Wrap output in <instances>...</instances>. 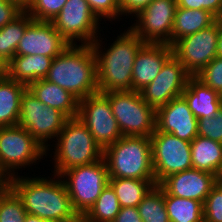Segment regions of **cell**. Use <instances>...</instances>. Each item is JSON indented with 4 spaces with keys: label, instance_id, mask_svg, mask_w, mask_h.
<instances>
[{
    "label": "cell",
    "instance_id": "13",
    "mask_svg": "<svg viewBox=\"0 0 222 222\" xmlns=\"http://www.w3.org/2000/svg\"><path fill=\"white\" fill-rule=\"evenodd\" d=\"M77 117L103 149L123 136L109 99L103 93L98 92L79 100Z\"/></svg>",
    "mask_w": 222,
    "mask_h": 222
},
{
    "label": "cell",
    "instance_id": "28",
    "mask_svg": "<svg viewBox=\"0 0 222 222\" xmlns=\"http://www.w3.org/2000/svg\"><path fill=\"white\" fill-rule=\"evenodd\" d=\"M165 207L170 222H201L204 220L203 203L200 201L172 196L165 191Z\"/></svg>",
    "mask_w": 222,
    "mask_h": 222
},
{
    "label": "cell",
    "instance_id": "36",
    "mask_svg": "<svg viewBox=\"0 0 222 222\" xmlns=\"http://www.w3.org/2000/svg\"><path fill=\"white\" fill-rule=\"evenodd\" d=\"M98 19L107 18L116 20L121 15V8L118 0H86Z\"/></svg>",
    "mask_w": 222,
    "mask_h": 222
},
{
    "label": "cell",
    "instance_id": "34",
    "mask_svg": "<svg viewBox=\"0 0 222 222\" xmlns=\"http://www.w3.org/2000/svg\"><path fill=\"white\" fill-rule=\"evenodd\" d=\"M195 77L222 96V57H215Z\"/></svg>",
    "mask_w": 222,
    "mask_h": 222
},
{
    "label": "cell",
    "instance_id": "11",
    "mask_svg": "<svg viewBox=\"0 0 222 222\" xmlns=\"http://www.w3.org/2000/svg\"><path fill=\"white\" fill-rule=\"evenodd\" d=\"M99 21L86 0H67L51 22L70 45L76 44V40L91 45L98 39Z\"/></svg>",
    "mask_w": 222,
    "mask_h": 222
},
{
    "label": "cell",
    "instance_id": "17",
    "mask_svg": "<svg viewBox=\"0 0 222 222\" xmlns=\"http://www.w3.org/2000/svg\"><path fill=\"white\" fill-rule=\"evenodd\" d=\"M156 129L191 142L198 136V119L181 95L156 110Z\"/></svg>",
    "mask_w": 222,
    "mask_h": 222
},
{
    "label": "cell",
    "instance_id": "42",
    "mask_svg": "<svg viewBox=\"0 0 222 222\" xmlns=\"http://www.w3.org/2000/svg\"><path fill=\"white\" fill-rule=\"evenodd\" d=\"M17 4L22 10L26 11L27 8L31 5L32 0H8Z\"/></svg>",
    "mask_w": 222,
    "mask_h": 222
},
{
    "label": "cell",
    "instance_id": "3",
    "mask_svg": "<svg viewBox=\"0 0 222 222\" xmlns=\"http://www.w3.org/2000/svg\"><path fill=\"white\" fill-rule=\"evenodd\" d=\"M44 79L69 91L78 100L98 93L96 58L92 46H68L53 59Z\"/></svg>",
    "mask_w": 222,
    "mask_h": 222
},
{
    "label": "cell",
    "instance_id": "27",
    "mask_svg": "<svg viewBox=\"0 0 222 222\" xmlns=\"http://www.w3.org/2000/svg\"><path fill=\"white\" fill-rule=\"evenodd\" d=\"M34 19L23 11L18 17L0 29V58L7 64L15 55L16 48L27 26Z\"/></svg>",
    "mask_w": 222,
    "mask_h": 222
},
{
    "label": "cell",
    "instance_id": "2",
    "mask_svg": "<svg viewBox=\"0 0 222 222\" xmlns=\"http://www.w3.org/2000/svg\"><path fill=\"white\" fill-rule=\"evenodd\" d=\"M99 42L97 39L91 44L96 58L98 92L131 91L135 56L145 43L129 28L104 52L100 51Z\"/></svg>",
    "mask_w": 222,
    "mask_h": 222
},
{
    "label": "cell",
    "instance_id": "35",
    "mask_svg": "<svg viewBox=\"0 0 222 222\" xmlns=\"http://www.w3.org/2000/svg\"><path fill=\"white\" fill-rule=\"evenodd\" d=\"M198 136L222 143V107L214 117L198 119Z\"/></svg>",
    "mask_w": 222,
    "mask_h": 222
},
{
    "label": "cell",
    "instance_id": "16",
    "mask_svg": "<svg viewBox=\"0 0 222 222\" xmlns=\"http://www.w3.org/2000/svg\"><path fill=\"white\" fill-rule=\"evenodd\" d=\"M70 44L58 33L51 21L33 20L16 48V55H43L55 58Z\"/></svg>",
    "mask_w": 222,
    "mask_h": 222
},
{
    "label": "cell",
    "instance_id": "14",
    "mask_svg": "<svg viewBox=\"0 0 222 222\" xmlns=\"http://www.w3.org/2000/svg\"><path fill=\"white\" fill-rule=\"evenodd\" d=\"M177 9L176 0H153L137 15L130 29L144 42L169 44Z\"/></svg>",
    "mask_w": 222,
    "mask_h": 222
},
{
    "label": "cell",
    "instance_id": "24",
    "mask_svg": "<svg viewBox=\"0 0 222 222\" xmlns=\"http://www.w3.org/2000/svg\"><path fill=\"white\" fill-rule=\"evenodd\" d=\"M217 20L218 18L208 10L177 7L171 33V46L182 37L201 31Z\"/></svg>",
    "mask_w": 222,
    "mask_h": 222
},
{
    "label": "cell",
    "instance_id": "25",
    "mask_svg": "<svg viewBox=\"0 0 222 222\" xmlns=\"http://www.w3.org/2000/svg\"><path fill=\"white\" fill-rule=\"evenodd\" d=\"M191 159L193 168L217 176L222 166V143L196 136L191 141Z\"/></svg>",
    "mask_w": 222,
    "mask_h": 222
},
{
    "label": "cell",
    "instance_id": "38",
    "mask_svg": "<svg viewBox=\"0 0 222 222\" xmlns=\"http://www.w3.org/2000/svg\"><path fill=\"white\" fill-rule=\"evenodd\" d=\"M24 10L8 0H0V29L18 17Z\"/></svg>",
    "mask_w": 222,
    "mask_h": 222
},
{
    "label": "cell",
    "instance_id": "12",
    "mask_svg": "<svg viewBox=\"0 0 222 222\" xmlns=\"http://www.w3.org/2000/svg\"><path fill=\"white\" fill-rule=\"evenodd\" d=\"M219 19L211 26L177 40L173 55L191 75L196 76L209 62L217 57Z\"/></svg>",
    "mask_w": 222,
    "mask_h": 222
},
{
    "label": "cell",
    "instance_id": "33",
    "mask_svg": "<svg viewBox=\"0 0 222 222\" xmlns=\"http://www.w3.org/2000/svg\"><path fill=\"white\" fill-rule=\"evenodd\" d=\"M206 222H222V181H215L203 203Z\"/></svg>",
    "mask_w": 222,
    "mask_h": 222
},
{
    "label": "cell",
    "instance_id": "8",
    "mask_svg": "<svg viewBox=\"0 0 222 222\" xmlns=\"http://www.w3.org/2000/svg\"><path fill=\"white\" fill-rule=\"evenodd\" d=\"M46 152L48 151L20 125L0 127V172L7 179L16 175L14 169L17 171L33 165L46 156Z\"/></svg>",
    "mask_w": 222,
    "mask_h": 222
},
{
    "label": "cell",
    "instance_id": "22",
    "mask_svg": "<svg viewBox=\"0 0 222 222\" xmlns=\"http://www.w3.org/2000/svg\"><path fill=\"white\" fill-rule=\"evenodd\" d=\"M53 58L43 55H15L7 63V76L17 82L29 85L44 79L51 67Z\"/></svg>",
    "mask_w": 222,
    "mask_h": 222
},
{
    "label": "cell",
    "instance_id": "19",
    "mask_svg": "<svg viewBox=\"0 0 222 222\" xmlns=\"http://www.w3.org/2000/svg\"><path fill=\"white\" fill-rule=\"evenodd\" d=\"M173 55L169 44L145 43L137 52L132 71V90L140 92L149 85Z\"/></svg>",
    "mask_w": 222,
    "mask_h": 222
},
{
    "label": "cell",
    "instance_id": "6",
    "mask_svg": "<svg viewBox=\"0 0 222 222\" xmlns=\"http://www.w3.org/2000/svg\"><path fill=\"white\" fill-rule=\"evenodd\" d=\"M123 136L151 137L156 130V110L149 106L136 91L103 93Z\"/></svg>",
    "mask_w": 222,
    "mask_h": 222
},
{
    "label": "cell",
    "instance_id": "46",
    "mask_svg": "<svg viewBox=\"0 0 222 222\" xmlns=\"http://www.w3.org/2000/svg\"><path fill=\"white\" fill-rule=\"evenodd\" d=\"M215 181H222V166L220 170L218 171Z\"/></svg>",
    "mask_w": 222,
    "mask_h": 222
},
{
    "label": "cell",
    "instance_id": "32",
    "mask_svg": "<svg viewBox=\"0 0 222 222\" xmlns=\"http://www.w3.org/2000/svg\"><path fill=\"white\" fill-rule=\"evenodd\" d=\"M67 0H32L26 12L37 21H52Z\"/></svg>",
    "mask_w": 222,
    "mask_h": 222
},
{
    "label": "cell",
    "instance_id": "41",
    "mask_svg": "<svg viewBox=\"0 0 222 222\" xmlns=\"http://www.w3.org/2000/svg\"><path fill=\"white\" fill-rule=\"evenodd\" d=\"M217 56L222 57V20L219 19V34L217 39Z\"/></svg>",
    "mask_w": 222,
    "mask_h": 222
},
{
    "label": "cell",
    "instance_id": "31",
    "mask_svg": "<svg viewBox=\"0 0 222 222\" xmlns=\"http://www.w3.org/2000/svg\"><path fill=\"white\" fill-rule=\"evenodd\" d=\"M26 210L21 199L8 186L0 189V222H24Z\"/></svg>",
    "mask_w": 222,
    "mask_h": 222
},
{
    "label": "cell",
    "instance_id": "30",
    "mask_svg": "<svg viewBox=\"0 0 222 222\" xmlns=\"http://www.w3.org/2000/svg\"><path fill=\"white\" fill-rule=\"evenodd\" d=\"M120 208L115 191L108 184L84 216L89 222H113Z\"/></svg>",
    "mask_w": 222,
    "mask_h": 222
},
{
    "label": "cell",
    "instance_id": "15",
    "mask_svg": "<svg viewBox=\"0 0 222 222\" xmlns=\"http://www.w3.org/2000/svg\"><path fill=\"white\" fill-rule=\"evenodd\" d=\"M190 77L180 61L172 55L156 78L140 91L141 96L149 106L157 110L181 96Z\"/></svg>",
    "mask_w": 222,
    "mask_h": 222
},
{
    "label": "cell",
    "instance_id": "21",
    "mask_svg": "<svg viewBox=\"0 0 222 222\" xmlns=\"http://www.w3.org/2000/svg\"><path fill=\"white\" fill-rule=\"evenodd\" d=\"M27 88L38 100L63 112L68 118L78 116L79 100L69 91L45 79L31 82Z\"/></svg>",
    "mask_w": 222,
    "mask_h": 222
},
{
    "label": "cell",
    "instance_id": "43",
    "mask_svg": "<svg viewBox=\"0 0 222 222\" xmlns=\"http://www.w3.org/2000/svg\"><path fill=\"white\" fill-rule=\"evenodd\" d=\"M24 222H48V221L40 219L38 216L26 214Z\"/></svg>",
    "mask_w": 222,
    "mask_h": 222
},
{
    "label": "cell",
    "instance_id": "40",
    "mask_svg": "<svg viewBox=\"0 0 222 222\" xmlns=\"http://www.w3.org/2000/svg\"><path fill=\"white\" fill-rule=\"evenodd\" d=\"M113 222H143L137 207H121Z\"/></svg>",
    "mask_w": 222,
    "mask_h": 222
},
{
    "label": "cell",
    "instance_id": "47",
    "mask_svg": "<svg viewBox=\"0 0 222 222\" xmlns=\"http://www.w3.org/2000/svg\"><path fill=\"white\" fill-rule=\"evenodd\" d=\"M0 181H8V179L0 172Z\"/></svg>",
    "mask_w": 222,
    "mask_h": 222
},
{
    "label": "cell",
    "instance_id": "26",
    "mask_svg": "<svg viewBox=\"0 0 222 222\" xmlns=\"http://www.w3.org/2000/svg\"><path fill=\"white\" fill-rule=\"evenodd\" d=\"M120 207H138L146 194L155 186L156 180L109 178Z\"/></svg>",
    "mask_w": 222,
    "mask_h": 222
},
{
    "label": "cell",
    "instance_id": "20",
    "mask_svg": "<svg viewBox=\"0 0 222 222\" xmlns=\"http://www.w3.org/2000/svg\"><path fill=\"white\" fill-rule=\"evenodd\" d=\"M182 96L197 119L214 117L222 107V96L195 76L188 79Z\"/></svg>",
    "mask_w": 222,
    "mask_h": 222
},
{
    "label": "cell",
    "instance_id": "45",
    "mask_svg": "<svg viewBox=\"0 0 222 222\" xmlns=\"http://www.w3.org/2000/svg\"><path fill=\"white\" fill-rule=\"evenodd\" d=\"M65 222H89L84 215H77L75 218Z\"/></svg>",
    "mask_w": 222,
    "mask_h": 222
},
{
    "label": "cell",
    "instance_id": "39",
    "mask_svg": "<svg viewBox=\"0 0 222 222\" xmlns=\"http://www.w3.org/2000/svg\"><path fill=\"white\" fill-rule=\"evenodd\" d=\"M122 14L136 16L141 10L148 6L153 0H118Z\"/></svg>",
    "mask_w": 222,
    "mask_h": 222
},
{
    "label": "cell",
    "instance_id": "37",
    "mask_svg": "<svg viewBox=\"0 0 222 222\" xmlns=\"http://www.w3.org/2000/svg\"><path fill=\"white\" fill-rule=\"evenodd\" d=\"M177 7L208 10L218 19L222 18V0H176Z\"/></svg>",
    "mask_w": 222,
    "mask_h": 222
},
{
    "label": "cell",
    "instance_id": "44",
    "mask_svg": "<svg viewBox=\"0 0 222 222\" xmlns=\"http://www.w3.org/2000/svg\"><path fill=\"white\" fill-rule=\"evenodd\" d=\"M7 74V64L0 58V79Z\"/></svg>",
    "mask_w": 222,
    "mask_h": 222
},
{
    "label": "cell",
    "instance_id": "23",
    "mask_svg": "<svg viewBox=\"0 0 222 222\" xmlns=\"http://www.w3.org/2000/svg\"><path fill=\"white\" fill-rule=\"evenodd\" d=\"M27 85L10 79H0V127L18 125L22 94Z\"/></svg>",
    "mask_w": 222,
    "mask_h": 222
},
{
    "label": "cell",
    "instance_id": "10",
    "mask_svg": "<svg viewBox=\"0 0 222 222\" xmlns=\"http://www.w3.org/2000/svg\"><path fill=\"white\" fill-rule=\"evenodd\" d=\"M156 184L166 177L193 168L191 142L157 129L150 137Z\"/></svg>",
    "mask_w": 222,
    "mask_h": 222
},
{
    "label": "cell",
    "instance_id": "7",
    "mask_svg": "<svg viewBox=\"0 0 222 222\" xmlns=\"http://www.w3.org/2000/svg\"><path fill=\"white\" fill-rule=\"evenodd\" d=\"M60 177L65 183L73 209L78 215H85L109 184L107 165L103 158L89 165L66 170Z\"/></svg>",
    "mask_w": 222,
    "mask_h": 222
},
{
    "label": "cell",
    "instance_id": "48",
    "mask_svg": "<svg viewBox=\"0 0 222 222\" xmlns=\"http://www.w3.org/2000/svg\"><path fill=\"white\" fill-rule=\"evenodd\" d=\"M7 185V181H0V189L2 186Z\"/></svg>",
    "mask_w": 222,
    "mask_h": 222
},
{
    "label": "cell",
    "instance_id": "4",
    "mask_svg": "<svg viewBox=\"0 0 222 222\" xmlns=\"http://www.w3.org/2000/svg\"><path fill=\"white\" fill-rule=\"evenodd\" d=\"M109 178L155 180L150 137L122 136L103 149Z\"/></svg>",
    "mask_w": 222,
    "mask_h": 222
},
{
    "label": "cell",
    "instance_id": "18",
    "mask_svg": "<svg viewBox=\"0 0 222 222\" xmlns=\"http://www.w3.org/2000/svg\"><path fill=\"white\" fill-rule=\"evenodd\" d=\"M216 176L195 168L171 174L159 185L172 196L194 199L204 203L214 187Z\"/></svg>",
    "mask_w": 222,
    "mask_h": 222
},
{
    "label": "cell",
    "instance_id": "5",
    "mask_svg": "<svg viewBox=\"0 0 222 222\" xmlns=\"http://www.w3.org/2000/svg\"><path fill=\"white\" fill-rule=\"evenodd\" d=\"M54 174L61 175L74 167L89 165L103 158V148L95 141L78 117L68 118L57 135Z\"/></svg>",
    "mask_w": 222,
    "mask_h": 222
},
{
    "label": "cell",
    "instance_id": "1",
    "mask_svg": "<svg viewBox=\"0 0 222 222\" xmlns=\"http://www.w3.org/2000/svg\"><path fill=\"white\" fill-rule=\"evenodd\" d=\"M53 175L58 180L54 177V180L43 177L23 178L17 174L8 179L7 185L21 199L27 214L48 222L72 220L78 214L73 209L65 183L59 175Z\"/></svg>",
    "mask_w": 222,
    "mask_h": 222
},
{
    "label": "cell",
    "instance_id": "29",
    "mask_svg": "<svg viewBox=\"0 0 222 222\" xmlns=\"http://www.w3.org/2000/svg\"><path fill=\"white\" fill-rule=\"evenodd\" d=\"M143 222H170L165 207V190L155 185L138 205Z\"/></svg>",
    "mask_w": 222,
    "mask_h": 222
},
{
    "label": "cell",
    "instance_id": "9",
    "mask_svg": "<svg viewBox=\"0 0 222 222\" xmlns=\"http://www.w3.org/2000/svg\"><path fill=\"white\" fill-rule=\"evenodd\" d=\"M68 117L60 110L49 107L27 88L21 97L19 122L46 150L48 140L55 139Z\"/></svg>",
    "mask_w": 222,
    "mask_h": 222
}]
</instances>
